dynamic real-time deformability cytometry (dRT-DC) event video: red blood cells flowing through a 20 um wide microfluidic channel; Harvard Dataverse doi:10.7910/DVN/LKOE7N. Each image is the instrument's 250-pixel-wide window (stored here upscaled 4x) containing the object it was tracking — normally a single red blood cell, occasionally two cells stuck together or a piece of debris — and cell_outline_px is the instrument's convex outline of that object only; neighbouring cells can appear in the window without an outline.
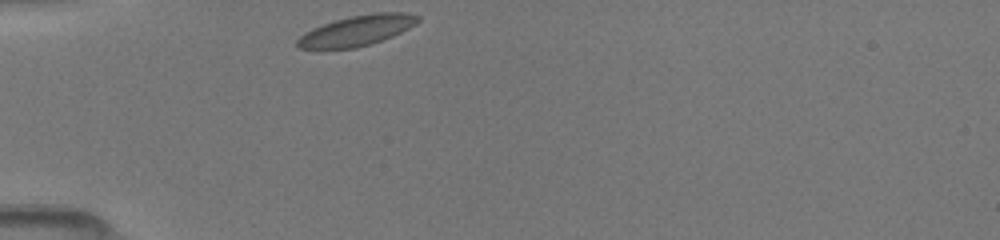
{"species": "common noctule bat (a hibernating species)", "species_latin": "Nyctalus noctula", "temperature_condition": "room temperature", "stored_images_in_passage": 20, "camera_frame_rate_fps": 3000, "um_per_image_px": 0.085, "animal": {"sex": "female", "body_mass_g": 19.5, "forearm_length_mm": 54.1}, "frame": {"image": 1, "passage_image": 1, "time_ms": 0.0, "image_size_px": [1000, 240], "cell_outline_px": [[420, 20], [416, 24], [392, 36], [372, 44], [356, 48], [296, 48], [296, 40], [304, 32], [312, 28], [336, 20], [352, 16], [372, 12], [408, 12], [420, 16]], "centroid_in_image_um": [30.36, 2.59], "position_along_channel_um": 54.6, "area_um2": 21.33}}
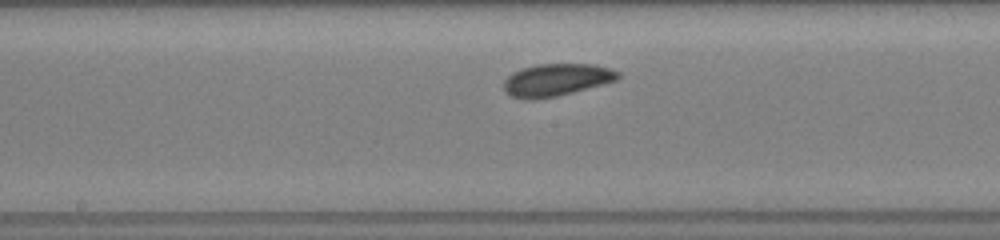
{"frame": {"image": 2, "passage_image": 9, "time_ms": 4.0, "image_size_px": [1000, 240], "cell_outline_px": [[620, 76], [616, 80], [572, 92], [556, 96], [536, 100], [524, 100], [512, 96], [504, 92], [504, 80], [512, 72], [520, 68], [536, 64], [592, 64], [612, 68], [620, 72]], "centroid_in_image_um": [47.25, 6.78], "position_along_channel_um": 200.9, "area_um2": 21.68}}
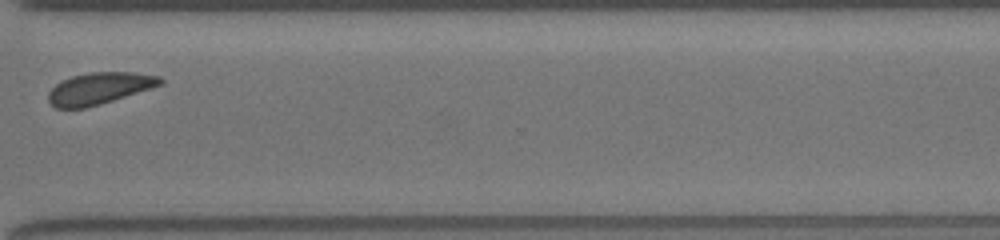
{"frame": {"image": 3, "passage_image": 17, "time_ms": 8.0, "image_size_px": [1000, 240], "cell_outline_px": [[164, 84], [100, 104], [84, 108], [56, 108], [48, 100], [48, 92], [60, 80], [72, 76], [88, 72], [136, 72], [160, 76], [164, 80]], "centroid_in_image_um": [8.45, 7.49], "position_along_channel_um": 362.1, "area_um2": 20.75}}